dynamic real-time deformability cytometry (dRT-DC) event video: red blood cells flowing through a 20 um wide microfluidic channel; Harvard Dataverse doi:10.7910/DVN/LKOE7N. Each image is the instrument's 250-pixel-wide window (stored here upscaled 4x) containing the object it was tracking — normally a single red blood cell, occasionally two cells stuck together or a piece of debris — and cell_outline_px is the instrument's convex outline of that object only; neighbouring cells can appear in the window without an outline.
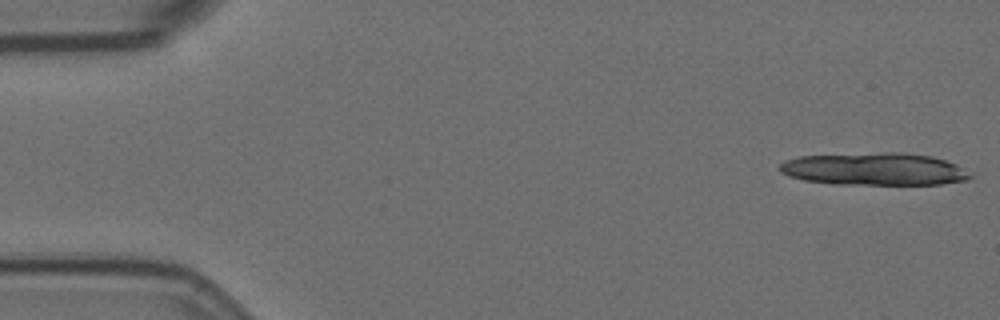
{"species": "Egyptian fruit bat (a non-hibernating species)", "species_latin": "Rousettus aegyptiacus", "temperature_condition": "room temperature", "stored_images_in_passage": 59, "camera_frame_rate_fps": 3000, "um_per_image_px": 0.085, "animal": {"sex": "female"}, "frame": {"image": 1, "passage_image": 1, "time_ms": 0.0, "image_size_px": [1000, 320], "cell_outline_px": [[972, 176], [968, 180], [940, 184], [836, 184], [804, 180], [788, 176], [780, 172], [780, 164], [784, 160], [800, 156], [884, 152], [900, 152], [932, 156], [956, 164]], "centroid_in_image_um": [74.29, 14.37], "position_along_channel_um": 10.7, "area_um2": 35.95}}